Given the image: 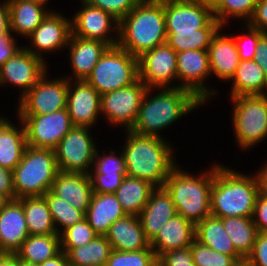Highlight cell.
<instances>
[{
  "instance_id": "obj_1",
  "label": "cell",
  "mask_w": 267,
  "mask_h": 266,
  "mask_svg": "<svg viewBox=\"0 0 267 266\" xmlns=\"http://www.w3.org/2000/svg\"><path fill=\"white\" fill-rule=\"evenodd\" d=\"M204 105L191 91L184 88H147L130 131L165 139L162 131L165 132L167 128L169 130L179 119L186 118V115Z\"/></svg>"
},
{
  "instance_id": "obj_2",
  "label": "cell",
  "mask_w": 267,
  "mask_h": 266,
  "mask_svg": "<svg viewBox=\"0 0 267 266\" xmlns=\"http://www.w3.org/2000/svg\"><path fill=\"white\" fill-rule=\"evenodd\" d=\"M122 132L126 137L119 149L124 155L127 175L163 187L179 162L174 156V144L171 145L169 139L141 135L130 130Z\"/></svg>"
},
{
  "instance_id": "obj_3",
  "label": "cell",
  "mask_w": 267,
  "mask_h": 266,
  "mask_svg": "<svg viewBox=\"0 0 267 266\" xmlns=\"http://www.w3.org/2000/svg\"><path fill=\"white\" fill-rule=\"evenodd\" d=\"M260 193L257 177L214 162L211 188V215L217 218L231 216L253 217Z\"/></svg>"
},
{
  "instance_id": "obj_4",
  "label": "cell",
  "mask_w": 267,
  "mask_h": 266,
  "mask_svg": "<svg viewBox=\"0 0 267 266\" xmlns=\"http://www.w3.org/2000/svg\"><path fill=\"white\" fill-rule=\"evenodd\" d=\"M166 37L164 0H141L119 21L117 45L135 57L166 43Z\"/></svg>"
},
{
  "instance_id": "obj_5",
  "label": "cell",
  "mask_w": 267,
  "mask_h": 266,
  "mask_svg": "<svg viewBox=\"0 0 267 266\" xmlns=\"http://www.w3.org/2000/svg\"><path fill=\"white\" fill-rule=\"evenodd\" d=\"M181 166L179 162L169 174L163 187L170 194L176 212L196 225L211 215L210 198L214 163L205 170H200L199 174L188 169L186 171Z\"/></svg>"
},
{
  "instance_id": "obj_6",
  "label": "cell",
  "mask_w": 267,
  "mask_h": 266,
  "mask_svg": "<svg viewBox=\"0 0 267 266\" xmlns=\"http://www.w3.org/2000/svg\"><path fill=\"white\" fill-rule=\"evenodd\" d=\"M59 172L53 149L26 146L13 170L15 198L43 196Z\"/></svg>"
},
{
  "instance_id": "obj_7",
  "label": "cell",
  "mask_w": 267,
  "mask_h": 266,
  "mask_svg": "<svg viewBox=\"0 0 267 266\" xmlns=\"http://www.w3.org/2000/svg\"><path fill=\"white\" fill-rule=\"evenodd\" d=\"M235 145L251 151L267 139V95H242L229 99Z\"/></svg>"
},
{
  "instance_id": "obj_8",
  "label": "cell",
  "mask_w": 267,
  "mask_h": 266,
  "mask_svg": "<svg viewBox=\"0 0 267 266\" xmlns=\"http://www.w3.org/2000/svg\"><path fill=\"white\" fill-rule=\"evenodd\" d=\"M138 79V57L116 45L105 51L86 81L103 95L128 87Z\"/></svg>"
},
{
  "instance_id": "obj_9",
  "label": "cell",
  "mask_w": 267,
  "mask_h": 266,
  "mask_svg": "<svg viewBox=\"0 0 267 266\" xmlns=\"http://www.w3.org/2000/svg\"><path fill=\"white\" fill-rule=\"evenodd\" d=\"M92 128L73 126L54 149L61 172L89 174L98 147Z\"/></svg>"
},
{
  "instance_id": "obj_10",
  "label": "cell",
  "mask_w": 267,
  "mask_h": 266,
  "mask_svg": "<svg viewBox=\"0 0 267 266\" xmlns=\"http://www.w3.org/2000/svg\"><path fill=\"white\" fill-rule=\"evenodd\" d=\"M49 72L17 100L15 115H45L66 108L68 80L62 74L50 77Z\"/></svg>"
},
{
  "instance_id": "obj_11",
  "label": "cell",
  "mask_w": 267,
  "mask_h": 266,
  "mask_svg": "<svg viewBox=\"0 0 267 266\" xmlns=\"http://www.w3.org/2000/svg\"><path fill=\"white\" fill-rule=\"evenodd\" d=\"M176 69L177 87L191 91L205 105L216 98L219 90L208 85L212 77L208 50L178 52Z\"/></svg>"
},
{
  "instance_id": "obj_12",
  "label": "cell",
  "mask_w": 267,
  "mask_h": 266,
  "mask_svg": "<svg viewBox=\"0 0 267 266\" xmlns=\"http://www.w3.org/2000/svg\"><path fill=\"white\" fill-rule=\"evenodd\" d=\"M147 87L138 79L132 85L101 95V117L113 128L130 130L137 118Z\"/></svg>"
},
{
  "instance_id": "obj_13",
  "label": "cell",
  "mask_w": 267,
  "mask_h": 266,
  "mask_svg": "<svg viewBox=\"0 0 267 266\" xmlns=\"http://www.w3.org/2000/svg\"><path fill=\"white\" fill-rule=\"evenodd\" d=\"M60 12L59 8L50 11L42 23L25 38V41H28L29 44L23 45L26 50L41 58L47 64L48 61L45 60L47 58H44L45 54L47 56L51 53L50 56L52 57L59 51L60 53L65 52L72 34L71 17H67Z\"/></svg>"
},
{
  "instance_id": "obj_14",
  "label": "cell",
  "mask_w": 267,
  "mask_h": 266,
  "mask_svg": "<svg viewBox=\"0 0 267 266\" xmlns=\"http://www.w3.org/2000/svg\"><path fill=\"white\" fill-rule=\"evenodd\" d=\"M24 125L26 144L33 148L55 149L73 127L67 108L45 115H16Z\"/></svg>"
},
{
  "instance_id": "obj_15",
  "label": "cell",
  "mask_w": 267,
  "mask_h": 266,
  "mask_svg": "<svg viewBox=\"0 0 267 266\" xmlns=\"http://www.w3.org/2000/svg\"><path fill=\"white\" fill-rule=\"evenodd\" d=\"M78 1L81 3V7L71 16L72 35L99 40L110 47L116 46L119 37V20L84 0Z\"/></svg>"
},
{
  "instance_id": "obj_16",
  "label": "cell",
  "mask_w": 267,
  "mask_h": 266,
  "mask_svg": "<svg viewBox=\"0 0 267 266\" xmlns=\"http://www.w3.org/2000/svg\"><path fill=\"white\" fill-rule=\"evenodd\" d=\"M176 67L177 53L167 43L138 57L139 80L147 88L177 87Z\"/></svg>"
},
{
  "instance_id": "obj_17",
  "label": "cell",
  "mask_w": 267,
  "mask_h": 266,
  "mask_svg": "<svg viewBox=\"0 0 267 266\" xmlns=\"http://www.w3.org/2000/svg\"><path fill=\"white\" fill-rule=\"evenodd\" d=\"M49 66L22 46L0 67V87H16L19 100L46 73Z\"/></svg>"
},
{
  "instance_id": "obj_18",
  "label": "cell",
  "mask_w": 267,
  "mask_h": 266,
  "mask_svg": "<svg viewBox=\"0 0 267 266\" xmlns=\"http://www.w3.org/2000/svg\"><path fill=\"white\" fill-rule=\"evenodd\" d=\"M166 32H197L223 27L213 11L196 0H164Z\"/></svg>"
},
{
  "instance_id": "obj_19",
  "label": "cell",
  "mask_w": 267,
  "mask_h": 266,
  "mask_svg": "<svg viewBox=\"0 0 267 266\" xmlns=\"http://www.w3.org/2000/svg\"><path fill=\"white\" fill-rule=\"evenodd\" d=\"M101 95L86 80H68L66 108L73 126H97Z\"/></svg>"
},
{
  "instance_id": "obj_20",
  "label": "cell",
  "mask_w": 267,
  "mask_h": 266,
  "mask_svg": "<svg viewBox=\"0 0 267 266\" xmlns=\"http://www.w3.org/2000/svg\"><path fill=\"white\" fill-rule=\"evenodd\" d=\"M110 46L99 40L85 39L71 34L66 47L69 67V75L63 76L67 80H86L92 73L101 56Z\"/></svg>"
},
{
  "instance_id": "obj_21",
  "label": "cell",
  "mask_w": 267,
  "mask_h": 266,
  "mask_svg": "<svg viewBox=\"0 0 267 266\" xmlns=\"http://www.w3.org/2000/svg\"><path fill=\"white\" fill-rule=\"evenodd\" d=\"M221 27L213 36L208 47L209 64L212 77L220 82H228L234 75L240 58L236 43L230 33H224ZM223 32V33H222Z\"/></svg>"
},
{
  "instance_id": "obj_22",
  "label": "cell",
  "mask_w": 267,
  "mask_h": 266,
  "mask_svg": "<svg viewBox=\"0 0 267 266\" xmlns=\"http://www.w3.org/2000/svg\"><path fill=\"white\" fill-rule=\"evenodd\" d=\"M28 236L22 198L11 199L0 211V249L16 253Z\"/></svg>"
},
{
  "instance_id": "obj_23",
  "label": "cell",
  "mask_w": 267,
  "mask_h": 266,
  "mask_svg": "<svg viewBox=\"0 0 267 266\" xmlns=\"http://www.w3.org/2000/svg\"><path fill=\"white\" fill-rule=\"evenodd\" d=\"M50 191L84 213L94 193L88 174L61 171L58 172Z\"/></svg>"
},
{
  "instance_id": "obj_24",
  "label": "cell",
  "mask_w": 267,
  "mask_h": 266,
  "mask_svg": "<svg viewBox=\"0 0 267 266\" xmlns=\"http://www.w3.org/2000/svg\"><path fill=\"white\" fill-rule=\"evenodd\" d=\"M195 240V225L180 214H175L149 242L158 258L166 251L189 247Z\"/></svg>"
},
{
  "instance_id": "obj_25",
  "label": "cell",
  "mask_w": 267,
  "mask_h": 266,
  "mask_svg": "<svg viewBox=\"0 0 267 266\" xmlns=\"http://www.w3.org/2000/svg\"><path fill=\"white\" fill-rule=\"evenodd\" d=\"M175 214L177 212L170 194L164 187H156L138 215L146 239L150 242Z\"/></svg>"
},
{
  "instance_id": "obj_26",
  "label": "cell",
  "mask_w": 267,
  "mask_h": 266,
  "mask_svg": "<svg viewBox=\"0 0 267 266\" xmlns=\"http://www.w3.org/2000/svg\"><path fill=\"white\" fill-rule=\"evenodd\" d=\"M105 237L117 251H140L149 247V241L136 215H126L116 220L109 227Z\"/></svg>"
},
{
  "instance_id": "obj_27",
  "label": "cell",
  "mask_w": 267,
  "mask_h": 266,
  "mask_svg": "<svg viewBox=\"0 0 267 266\" xmlns=\"http://www.w3.org/2000/svg\"><path fill=\"white\" fill-rule=\"evenodd\" d=\"M7 117L3 115L0 118V166L13 171L27 146L26 133L19 118L15 124Z\"/></svg>"
},
{
  "instance_id": "obj_28",
  "label": "cell",
  "mask_w": 267,
  "mask_h": 266,
  "mask_svg": "<svg viewBox=\"0 0 267 266\" xmlns=\"http://www.w3.org/2000/svg\"><path fill=\"white\" fill-rule=\"evenodd\" d=\"M8 2L11 34L24 40L42 23L50 11L56 10L33 1L8 0Z\"/></svg>"
},
{
  "instance_id": "obj_29",
  "label": "cell",
  "mask_w": 267,
  "mask_h": 266,
  "mask_svg": "<svg viewBox=\"0 0 267 266\" xmlns=\"http://www.w3.org/2000/svg\"><path fill=\"white\" fill-rule=\"evenodd\" d=\"M126 215L115 194L93 193L85 219L98 236H105L109 227Z\"/></svg>"
},
{
  "instance_id": "obj_30",
  "label": "cell",
  "mask_w": 267,
  "mask_h": 266,
  "mask_svg": "<svg viewBox=\"0 0 267 266\" xmlns=\"http://www.w3.org/2000/svg\"><path fill=\"white\" fill-rule=\"evenodd\" d=\"M227 83L232 85L228 93L230 98L242 95H267V78L254 60H240L234 75Z\"/></svg>"
},
{
  "instance_id": "obj_31",
  "label": "cell",
  "mask_w": 267,
  "mask_h": 266,
  "mask_svg": "<svg viewBox=\"0 0 267 266\" xmlns=\"http://www.w3.org/2000/svg\"><path fill=\"white\" fill-rule=\"evenodd\" d=\"M195 240L225 255H231L238 263L245 259L236 251L223 222L210 215L195 225Z\"/></svg>"
},
{
  "instance_id": "obj_32",
  "label": "cell",
  "mask_w": 267,
  "mask_h": 266,
  "mask_svg": "<svg viewBox=\"0 0 267 266\" xmlns=\"http://www.w3.org/2000/svg\"><path fill=\"white\" fill-rule=\"evenodd\" d=\"M155 189L146 180L126 175L114 194L127 215L138 216Z\"/></svg>"
},
{
  "instance_id": "obj_33",
  "label": "cell",
  "mask_w": 267,
  "mask_h": 266,
  "mask_svg": "<svg viewBox=\"0 0 267 266\" xmlns=\"http://www.w3.org/2000/svg\"><path fill=\"white\" fill-rule=\"evenodd\" d=\"M22 205L29 235L57 234L52 215L43 196L23 197Z\"/></svg>"
},
{
  "instance_id": "obj_34",
  "label": "cell",
  "mask_w": 267,
  "mask_h": 266,
  "mask_svg": "<svg viewBox=\"0 0 267 266\" xmlns=\"http://www.w3.org/2000/svg\"><path fill=\"white\" fill-rule=\"evenodd\" d=\"M113 248L105 236H96L91 242L77 248H61L70 266H105Z\"/></svg>"
},
{
  "instance_id": "obj_35",
  "label": "cell",
  "mask_w": 267,
  "mask_h": 266,
  "mask_svg": "<svg viewBox=\"0 0 267 266\" xmlns=\"http://www.w3.org/2000/svg\"><path fill=\"white\" fill-rule=\"evenodd\" d=\"M61 251L60 235H29L16 252L21 261L40 264Z\"/></svg>"
},
{
  "instance_id": "obj_36",
  "label": "cell",
  "mask_w": 267,
  "mask_h": 266,
  "mask_svg": "<svg viewBox=\"0 0 267 266\" xmlns=\"http://www.w3.org/2000/svg\"><path fill=\"white\" fill-rule=\"evenodd\" d=\"M220 219L236 251L246 259L253 249L258 233L253 218L231 216Z\"/></svg>"
},
{
  "instance_id": "obj_37",
  "label": "cell",
  "mask_w": 267,
  "mask_h": 266,
  "mask_svg": "<svg viewBox=\"0 0 267 266\" xmlns=\"http://www.w3.org/2000/svg\"><path fill=\"white\" fill-rule=\"evenodd\" d=\"M220 28H201L197 32H167L166 43L176 52L208 50L213 36Z\"/></svg>"
},
{
  "instance_id": "obj_38",
  "label": "cell",
  "mask_w": 267,
  "mask_h": 266,
  "mask_svg": "<svg viewBox=\"0 0 267 266\" xmlns=\"http://www.w3.org/2000/svg\"><path fill=\"white\" fill-rule=\"evenodd\" d=\"M43 197L52 215L57 234L85 219V213L83 211L74 208L65 200L54 195L50 190Z\"/></svg>"
},
{
  "instance_id": "obj_39",
  "label": "cell",
  "mask_w": 267,
  "mask_h": 266,
  "mask_svg": "<svg viewBox=\"0 0 267 266\" xmlns=\"http://www.w3.org/2000/svg\"><path fill=\"white\" fill-rule=\"evenodd\" d=\"M258 0H222L213 10L214 18L225 28L230 26L231 19L248 23L253 16Z\"/></svg>"
},
{
  "instance_id": "obj_40",
  "label": "cell",
  "mask_w": 267,
  "mask_h": 266,
  "mask_svg": "<svg viewBox=\"0 0 267 266\" xmlns=\"http://www.w3.org/2000/svg\"><path fill=\"white\" fill-rule=\"evenodd\" d=\"M100 151H104L101 153ZM89 173H102L105 175H127L123 152L120 150H96L93 167Z\"/></svg>"
},
{
  "instance_id": "obj_41",
  "label": "cell",
  "mask_w": 267,
  "mask_h": 266,
  "mask_svg": "<svg viewBox=\"0 0 267 266\" xmlns=\"http://www.w3.org/2000/svg\"><path fill=\"white\" fill-rule=\"evenodd\" d=\"M157 257L150 248L140 251L112 250L105 266H153Z\"/></svg>"
},
{
  "instance_id": "obj_42",
  "label": "cell",
  "mask_w": 267,
  "mask_h": 266,
  "mask_svg": "<svg viewBox=\"0 0 267 266\" xmlns=\"http://www.w3.org/2000/svg\"><path fill=\"white\" fill-rule=\"evenodd\" d=\"M190 249L195 266H235L238 263L231 255H225L196 240Z\"/></svg>"
},
{
  "instance_id": "obj_43",
  "label": "cell",
  "mask_w": 267,
  "mask_h": 266,
  "mask_svg": "<svg viewBox=\"0 0 267 266\" xmlns=\"http://www.w3.org/2000/svg\"><path fill=\"white\" fill-rule=\"evenodd\" d=\"M59 235L61 248H77L98 236L86 219L66 228Z\"/></svg>"
},
{
  "instance_id": "obj_44",
  "label": "cell",
  "mask_w": 267,
  "mask_h": 266,
  "mask_svg": "<svg viewBox=\"0 0 267 266\" xmlns=\"http://www.w3.org/2000/svg\"><path fill=\"white\" fill-rule=\"evenodd\" d=\"M242 25L244 26L239 29V31L242 30L240 35L230 34L236 43L240 60H253L258 41L264 32L250 27L247 23Z\"/></svg>"
},
{
  "instance_id": "obj_45",
  "label": "cell",
  "mask_w": 267,
  "mask_h": 266,
  "mask_svg": "<svg viewBox=\"0 0 267 266\" xmlns=\"http://www.w3.org/2000/svg\"><path fill=\"white\" fill-rule=\"evenodd\" d=\"M113 15L117 20L124 18L141 0H84Z\"/></svg>"
},
{
  "instance_id": "obj_46",
  "label": "cell",
  "mask_w": 267,
  "mask_h": 266,
  "mask_svg": "<svg viewBox=\"0 0 267 266\" xmlns=\"http://www.w3.org/2000/svg\"><path fill=\"white\" fill-rule=\"evenodd\" d=\"M92 184V190L98 194H114L121 186L126 175H105L102 173L88 174Z\"/></svg>"
},
{
  "instance_id": "obj_47",
  "label": "cell",
  "mask_w": 267,
  "mask_h": 266,
  "mask_svg": "<svg viewBox=\"0 0 267 266\" xmlns=\"http://www.w3.org/2000/svg\"><path fill=\"white\" fill-rule=\"evenodd\" d=\"M157 260L163 266H195L190 246L178 250L166 251Z\"/></svg>"
},
{
  "instance_id": "obj_48",
  "label": "cell",
  "mask_w": 267,
  "mask_h": 266,
  "mask_svg": "<svg viewBox=\"0 0 267 266\" xmlns=\"http://www.w3.org/2000/svg\"><path fill=\"white\" fill-rule=\"evenodd\" d=\"M245 262L249 266H267V233H257L253 249Z\"/></svg>"
},
{
  "instance_id": "obj_49",
  "label": "cell",
  "mask_w": 267,
  "mask_h": 266,
  "mask_svg": "<svg viewBox=\"0 0 267 266\" xmlns=\"http://www.w3.org/2000/svg\"><path fill=\"white\" fill-rule=\"evenodd\" d=\"M252 218L257 231L267 233V194H258Z\"/></svg>"
},
{
  "instance_id": "obj_50",
  "label": "cell",
  "mask_w": 267,
  "mask_h": 266,
  "mask_svg": "<svg viewBox=\"0 0 267 266\" xmlns=\"http://www.w3.org/2000/svg\"><path fill=\"white\" fill-rule=\"evenodd\" d=\"M250 27L267 33V0H258L253 16L247 23Z\"/></svg>"
},
{
  "instance_id": "obj_51",
  "label": "cell",
  "mask_w": 267,
  "mask_h": 266,
  "mask_svg": "<svg viewBox=\"0 0 267 266\" xmlns=\"http://www.w3.org/2000/svg\"><path fill=\"white\" fill-rule=\"evenodd\" d=\"M11 36L9 2L8 0H0V45Z\"/></svg>"
},
{
  "instance_id": "obj_52",
  "label": "cell",
  "mask_w": 267,
  "mask_h": 266,
  "mask_svg": "<svg viewBox=\"0 0 267 266\" xmlns=\"http://www.w3.org/2000/svg\"><path fill=\"white\" fill-rule=\"evenodd\" d=\"M0 193L10 200L15 198L13 171L0 166Z\"/></svg>"
},
{
  "instance_id": "obj_53",
  "label": "cell",
  "mask_w": 267,
  "mask_h": 266,
  "mask_svg": "<svg viewBox=\"0 0 267 266\" xmlns=\"http://www.w3.org/2000/svg\"><path fill=\"white\" fill-rule=\"evenodd\" d=\"M18 42L16 37L11 36L5 43L0 45V67L23 46Z\"/></svg>"
},
{
  "instance_id": "obj_54",
  "label": "cell",
  "mask_w": 267,
  "mask_h": 266,
  "mask_svg": "<svg viewBox=\"0 0 267 266\" xmlns=\"http://www.w3.org/2000/svg\"><path fill=\"white\" fill-rule=\"evenodd\" d=\"M253 60L262 68L267 78V33L260 37Z\"/></svg>"
},
{
  "instance_id": "obj_55",
  "label": "cell",
  "mask_w": 267,
  "mask_h": 266,
  "mask_svg": "<svg viewBox=\"0 0 267 266\" xmlns=\"http://www.w3.org/2000/svg\"><path fill=\"white\" fill-rule=\"evenodd\" d=\"M39 266H70L67 254L64 251H60L53 258L45 260Z\"/></svg>"
},
{
  "instance_id": "obj_56",
  "label": "cell",
  "mask_w": 267,
  "mask_h": 266,
  "mask_svg": "<svg viewBox=\"0 0 267 266\" xmlns=\"http://www.w3.org/2000/svg\"><path fill=\"white\" fill-rule=\"evenodd\" d=\"M263 163L254 173L258 180L260 192L267 194V161Z\"/></svg>"
},
{
  "instance_id": "obj_57",
  "label": "cell",
  "mask_w": 267,
  "mask_h": 266,
  "mask_svg": "<svg viewBox=\"0 0 267 266\" xmlns=\"http://www.w3.org/2000/svg\"><path fill=\"white\" fill-rule=\"evenodd\" d=\"M0 266H20V259L16 253H6L0 260Z\"/></svg>"
},
{
  "instance_id": "obj_58",
  "label": "cell",
  "mask_w": 267,
  "mask_h": 266,
  "mask_svg": "<svg viewBox=\"0 0 267 266\" xmlns=\"http://www.w3.org/2000/svg\"><path fill=\"white\" fill-rule=\"evenodd\" d=\"M207 6L212 11L222 2V0H196Z\"/></svg>"
},
{
  "instance_id": "obj_59",
  "label": "cell",
  "mask_w": 267,
  "mask_h": 266,
  "mask_svg": "<svg viewBox=\"0 0 267 266\" xmlns=\"http://www.w3.org/2000/svg\"><path fill=\"white\" fill-rule=\"evenodd\" d=\"M10 199L5 195L0 193V211L6 206Z\"/></svg>"
},
{
  "instance_id": "obj_60",
  "label": "cell",
  "mask_w": 267,
  "mask_h": 266,
  "mask_svg": "<svg viewBox=\"0 0 267 266\" xmlns=\"http://www.w3.org/2000/svg\"><path fill=\"white\" fill-rule=\"evenodd\" d=\"M20 266H39V265L20 260Z\"/></svg>"
},
{
  "instance_id": "obj_61",
  "label": "cell",
  "mask_w": 267,
  "mask_h": 266,
  "mask_svg": "<svg viewBox=\"0 0 267 266\" xmlns=\"http://www.w3.org/2000/svg\"><path fill=\"white\" fill-rule=\"evenodd\" d=\"M27 1L38 2L40 4L46 5L49 8V6H48L49 0H27Z\"/></svg>"
},
{
  "instance_id": "obj_62",
  "label": "cell",
  "mask_w": 267,
  "mask_h": 266,
  "mask_svg": "<svg viewBox=\"0 0 267 266\" xmlns=\"http://www.w3.org/2000/svg\"><path fill=\"white\" fill-rule=\"evenodd\" d=\"M235 266H249L245 261L237 263Z\"/></svg>"
},
{
  "instance_id": "obj_63",
  "label": "cell",
  "mask_w": 267,
  "mask_h": 266,
  "mask_svg": "<svg viewBox=\"0 0 267 266\" xmlns=\"http://www.w3.org/2000/svg\"><path fill=\"white\" fill-rule=\"evenodd\" d=\"M5 254H6V252L0 249V260Z\"/></svg>"
},
{
  "instance_id": "obj_64",
  "label": "cell",
  "mask_w": 267,
  "mask_h": 266,
  "mask_svg": "<svg viewBox=\"0 0 267 266\" xmlns=\"http://www.w3.org/2000/svg\"><path fill=\"white\" fill-rule=\"evenodd\" d=\"M153 266H163V265L157 260L156 263H154Z\"/></svg>"
}]
</instances>
